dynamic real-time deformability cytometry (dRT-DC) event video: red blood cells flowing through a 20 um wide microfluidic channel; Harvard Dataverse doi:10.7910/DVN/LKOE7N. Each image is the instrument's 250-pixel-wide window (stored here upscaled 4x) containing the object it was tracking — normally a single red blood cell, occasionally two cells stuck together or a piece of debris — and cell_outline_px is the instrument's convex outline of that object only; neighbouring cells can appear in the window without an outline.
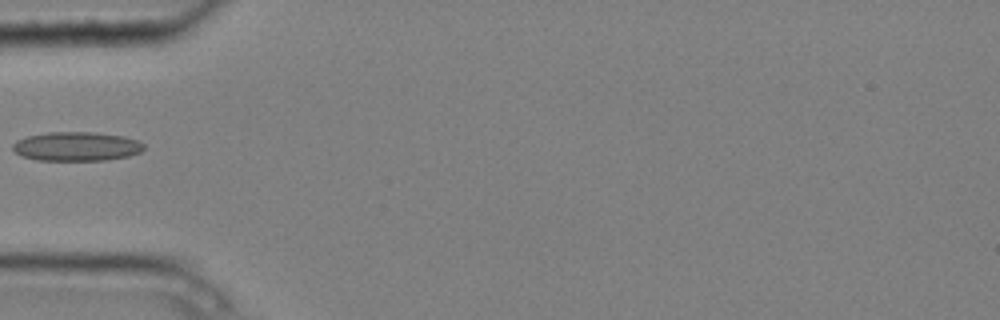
{"species": "common noctule bat (a hibernating species)", "species_latin": "Nyctalus noctula", "temperature_condition": "cold", "stored_images_in_passage": 5, "camera_frame_rate_fps": 3000, "um_per_image_px": 0.085, "animal": {"sex": "male", "body_mass_g": 20.4}, "frame": {"image": 1, "passage_image": 5, "time_ms": 1.333, "image_size_px": [1000, 320], "cell_outline_px": [[144, 148], [140, 152], [128, 156], [104, 160], [36, 160], [20, 156], [12, 148], [12, 144], [16, 140], [28, 136], [48, 132], [96, 132], [124, 136], [136, 140], [144, 144]], "centroid_in_image_um": [6.48, 12.44], "position_along_channel_um": 78.5, "area_um2": 22.25}}